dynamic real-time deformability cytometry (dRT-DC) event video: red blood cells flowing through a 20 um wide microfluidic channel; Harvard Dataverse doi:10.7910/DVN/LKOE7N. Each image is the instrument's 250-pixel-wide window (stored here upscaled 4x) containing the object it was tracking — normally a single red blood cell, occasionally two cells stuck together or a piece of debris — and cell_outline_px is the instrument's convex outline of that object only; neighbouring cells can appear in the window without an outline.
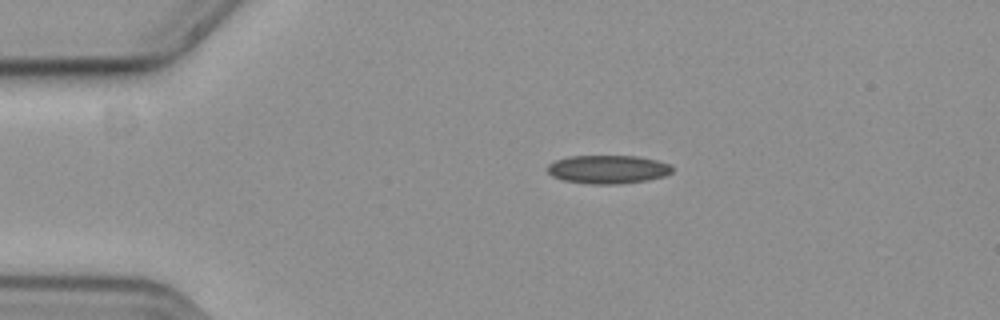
{"species": "common noctule bat (a hibernating species)", "species_latin": "Nyctalus noctula", "temperature_condition": "cold", "stored_images_in_passage": 45, "camera_frame_rate_fps": 3000, "um_per_image_px": 0.085, "animal": {"sex": "female", "body_mass_g": 19.3, "forearm_length_mm": 54.1}, "frame": {"image": 1, "passage_image": 1, "time_ms": 0.0, "image_size_px": [1000, 320], "cell_outline_px": [[672, 172], [664, 176], [644, 180], [612, 184], [596, 184], [564, 180], [552, 176], [548, 172], [548, 164], [556, 160], [568, 156], [640, 156], [656, 160], [668, 164], [672, 168]], "centroid_in_image_um": [51.65, 14.38], "position_along_channel_um": 33.3, "area_um2": 20.35}}
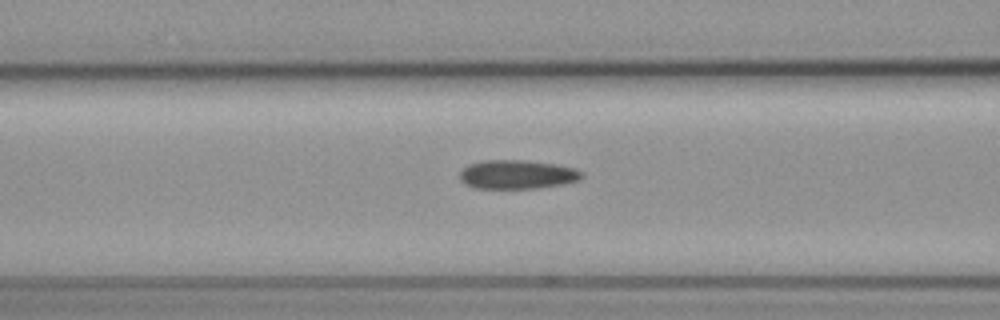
{"frame": {"image": 2, "passage_image": 12, "time_ms": 3.667, "image_size_px": [1000, 320], "cell_outline_px": [[584, 176], [580, 180], [560, 184], [536, 188], [476, 188], [464, 184], [460, 180], [460, 172], [468, 164], [484, 160], [524, 160], [556, 164], [576, 168], [584, 172]], "centroid_in_image_um": [43.98, 14.82], "position_along_channel_um": 122.6, "area_um2": 20.63}}
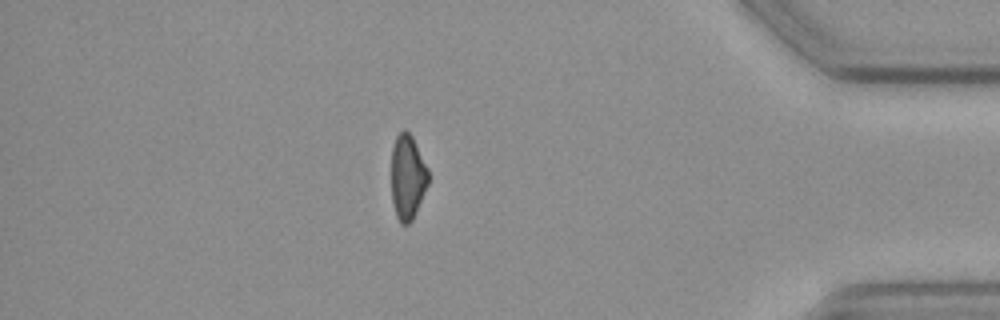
{"frame": {"image": 3, "passage_image": 38, "time_ms": 12.333, "image_size_px": [1000, 320], "cell_outline_px": [[428, 184], [412, 220], [408, 224], [400, 224], [396, 216], [392, 200], [392, 148], [396, 136], [404, 128], [412, 136], [428, 168]], "centroid_in_image_um": [34.64, 15.05], "position_along_channel_um": 400.6, "area_um2": 18.15}, "authors_computed_cell_mechanics": {"area_um2": 20.3456, "velocity_mm_per_s": 3.6797, "shape_relaxation_time_tau1_ms": 10.8371, "shape_relaxation_time_tau2_ms": null, "deformation_change_tau1": 0.1305, "deformation_change_tau2": null}}